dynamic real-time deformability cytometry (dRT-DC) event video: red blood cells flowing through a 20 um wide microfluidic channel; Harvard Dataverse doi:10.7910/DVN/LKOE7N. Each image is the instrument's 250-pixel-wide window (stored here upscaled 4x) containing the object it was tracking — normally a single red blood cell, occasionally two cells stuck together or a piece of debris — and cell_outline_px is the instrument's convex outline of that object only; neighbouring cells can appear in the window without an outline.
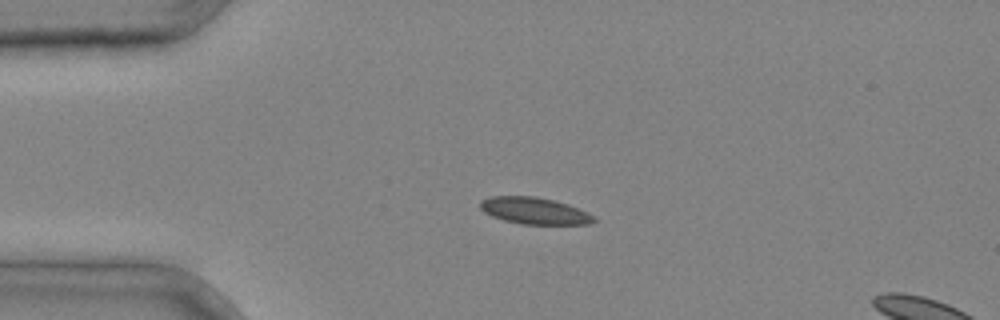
{"species": "common noctule bat (a hibernating species)", "species_latin": "Nyctalus noctula", "temperature_condition": "cold", "stored_images_in_passage": 2, "camera_frame_rate_fps": 3000, "um_per_image_px": 0.085, "animal": {"sex": "male", "body_mass_g": 20.4}, "frame": {"image": 1, "passage_image": 1, "time_ms": 0.0, "image_size_px": [1000, 320], "cell_outline_px": [[596, 220], [588, 224], [520, 224], [504, 220], [492, 216], [484, 212], [480, 208], [480, 200], [492, 196], [536, 196], [556, 200], [568, 204], [588, 212], [596, 216]], "centroid_in_image_um": [45.44, 17.91], "position_along_channel_um": 39.6, "area_um2": 17.86}}